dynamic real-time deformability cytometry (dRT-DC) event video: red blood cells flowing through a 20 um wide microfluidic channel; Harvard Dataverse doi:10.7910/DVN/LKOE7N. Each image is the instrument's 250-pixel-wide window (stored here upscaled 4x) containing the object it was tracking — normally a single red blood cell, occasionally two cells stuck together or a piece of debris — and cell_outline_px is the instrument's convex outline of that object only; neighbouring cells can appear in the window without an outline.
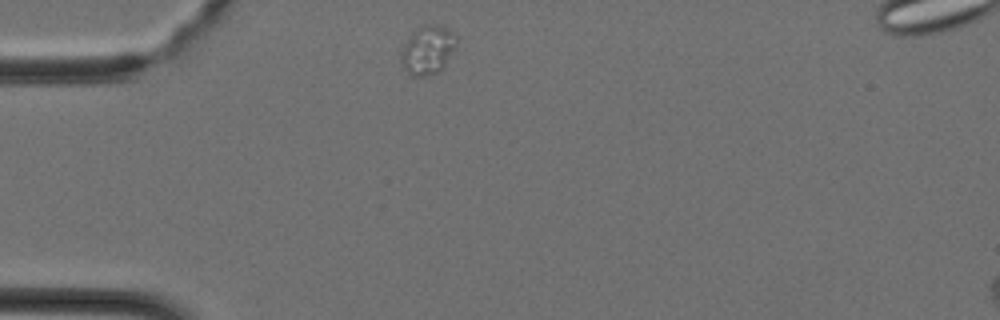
{"species": "Egyptian fruit bat (a non-hibernating species)", "species_latin": "Rousettus aegyptiacus", "temperature_condition": "cold", "stored_images_in_passage": 8, "camera_frame_rate_fps": 3000, "um_per_image_px": 0.085, "animal": {"sex": "female"}, "frame": {"image": 1, "passage_image": 1, "time_ms": 0.0, "image_size_px": [1000, 320], "cell_outline_px": [[460, 36], [456, 48], [444, 68], [436, 72], [424, 76], [412, 76], [404, 68], [400, 60], [400, 56], [404, 44], [408, 36], [416, 28], [424, 24], [436, 24], [448, 28]], "centroid_in_image_um": [36.41, 4.21], "position_along_channel_um": 48.6, "area_um2": 16.24}}